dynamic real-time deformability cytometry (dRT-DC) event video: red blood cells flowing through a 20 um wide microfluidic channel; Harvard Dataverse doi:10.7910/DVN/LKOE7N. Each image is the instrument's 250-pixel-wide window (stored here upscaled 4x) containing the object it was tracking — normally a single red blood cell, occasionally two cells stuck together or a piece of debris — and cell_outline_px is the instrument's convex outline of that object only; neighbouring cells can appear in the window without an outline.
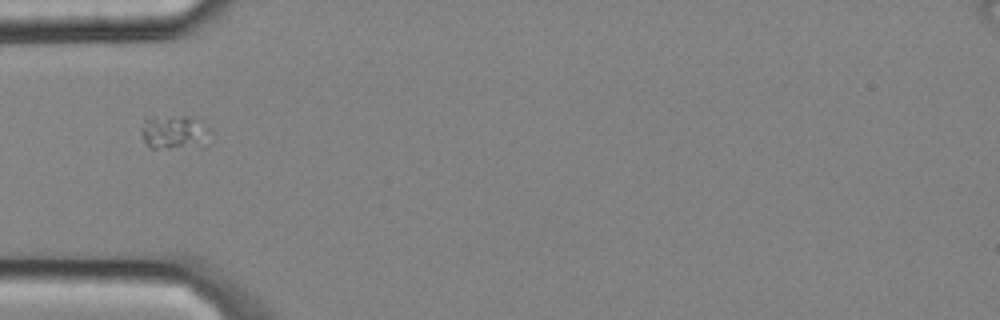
{"species": "common noctule bat (a hibernating species)", "species_latin": "Nyctalus noctula", "temperature_condition": "cold", "stored_images_in_passage": 5, "camera_frame_rate_fps": 3000, "um_per_image_px": 0.085, "animal": {"sex": "male", "body_mass_g": 20.4}, "frame": {"image": 1, "passage_image": 5, "time_ms": 1.333, "image_size_px": [1000, 320], "cell_outline_px": [[212, 128], [208, 144], [204, 148], [152, 148], [144, 140], [140, 132], [140, 128], [144, 112], [188, 116]], "centroid_in_image_um": [14.79, 11.18], "position_along_channel_um": 70.2, "area_um2": 15.14}}